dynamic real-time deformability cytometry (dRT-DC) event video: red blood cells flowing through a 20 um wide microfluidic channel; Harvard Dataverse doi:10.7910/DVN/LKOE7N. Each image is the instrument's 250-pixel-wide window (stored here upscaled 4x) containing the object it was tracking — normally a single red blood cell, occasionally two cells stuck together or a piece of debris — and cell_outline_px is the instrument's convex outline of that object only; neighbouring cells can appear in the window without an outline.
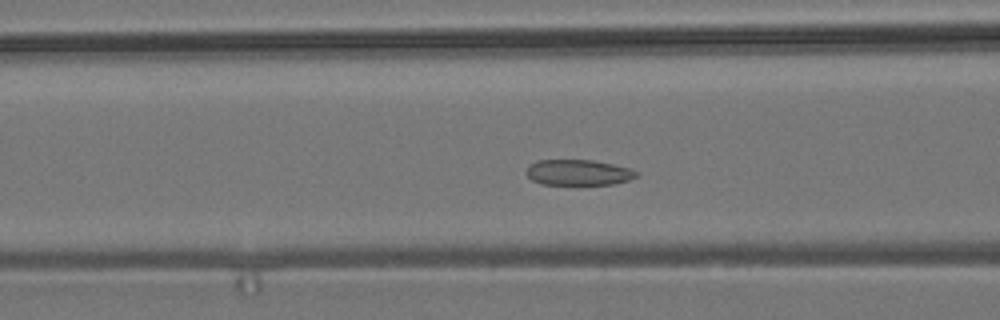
{"species": "common noctule bat (a hibernating species)", "species_latin": "Nyctalus noctula", "temperature_condition": "room temperature", "stored_images_in_passage": 37, "camera_frame_rate_fps": 3000, "um_per_image_px": 0.085, "animal": {"sex": "male", "body_mass_g": 19.2, "forearm_length_mm": 51.8}, "frame": {"image": 1, "passage_image": 17, "time_ms": 5.333, "image_size_px": [1000, 320], "cell_outline_px": [[640, 176], [628, 180], [612, 184], [540, 184], [532, 180], [524, 172], [528, 164], [536, 160], [592, 160], [632, 168], [640, 172]], "centroid_in_image_um": [49.16, 14.65], "position_along_channel_um": 117.4, "area_um2": 16.7}}
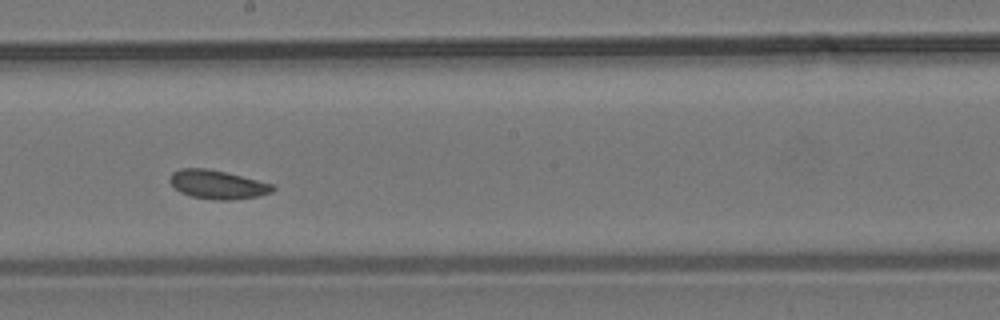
{"frame": {"image": 2, "passage_image": 26, "time_ms": 8.333, "image_size_px": [1000, 320], "cell_outline_px": [[276, 188], [272, 192], [260, 196], [232, 200], [216, 200], [192, 196], [180, 192], [168, 180], [168, 176], [172, 172], [180, 168], [208, 168], [272, 184]], "centroid_in_image_um": [18.46, 15.68], "position_along_channel_um": 229.7, "area_um2": 17.17}}
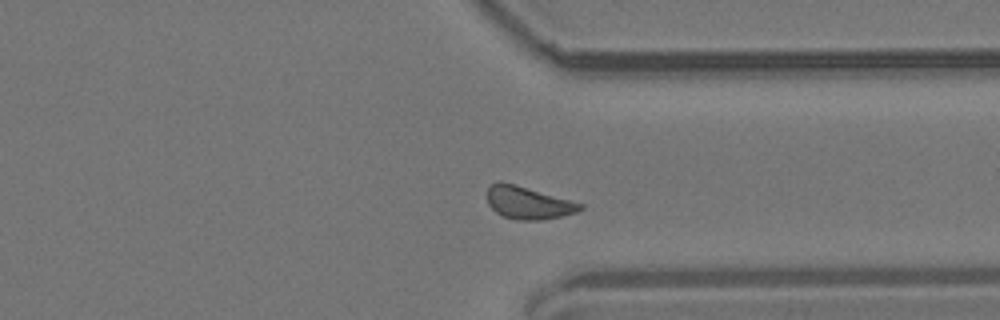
{"frame": {"image": 3, "passage_image": 37, "time_ms": 12.0, "image_size_px": [1000, 320], "cell_outline_px": [[584, 208], [576, 212], [560, 216], [540, 220], [520, 220], [504, 216], [496, 212], [488, 204], [488, 184], [500, 180], [584, 204]], "centroid_in_image_um": [44.87, 17.22], "position_along_channel_um": 366.5, "area_um2": 17.46}}